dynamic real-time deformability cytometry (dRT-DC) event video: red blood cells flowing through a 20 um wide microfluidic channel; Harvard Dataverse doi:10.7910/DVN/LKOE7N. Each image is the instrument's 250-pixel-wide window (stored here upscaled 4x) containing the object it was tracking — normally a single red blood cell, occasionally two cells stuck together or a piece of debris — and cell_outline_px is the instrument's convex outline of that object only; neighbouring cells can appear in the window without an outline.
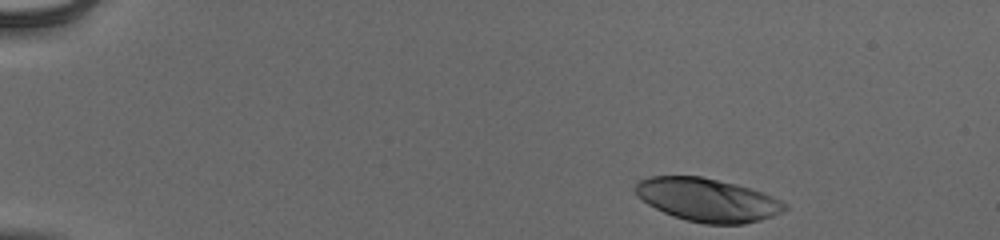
{"species": "human", "species_latin": "Homo sapiens", "temperature_condition": "cold", "stored_images_in_passage": 42, "camera_frame_rate_fps": 3000, "um_per_image_px": 0.085, "donor": {"sex": "male"}, "frame": {"image": 1, "passage_image": 1, "time_ms": 0.0, "image_size_px": [1000, 240], "cell_outline_px": [[788, 208], [772, 216], [760, 220], [744, 224], [704, 224], [684, 220], [672, 216], [648, 204], [636, 196], [632, 188], [640, 180], [648, 176], [700, 176], [736, 184], [764, 192], [788, 204]], "centroid_in_image_um": [60.11, 16.99], "position_along_channel_um": 24.9, "area_um2": 37.86}}
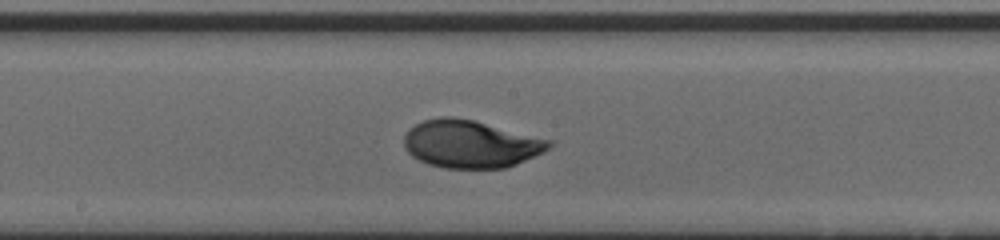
{"frame": {"image": 2, "passage_image": 24, "time_ms": 7.667, "image_size_px": [1000, 240], "cell_outline_px": [[556, 144], [552, 148], [544, 152], [516, 164], [504, 168], [444, 168], [428, 164], [412, 156], [404, 148], [404, 136], [408, 128], [424, 120], [440, 116], [452, 116], [472, 120], [552, 140]], "centroid_in_image_um": [40.01, 12.24], "position_along_channel_um": 208.2, "area_um2": 40.4}}
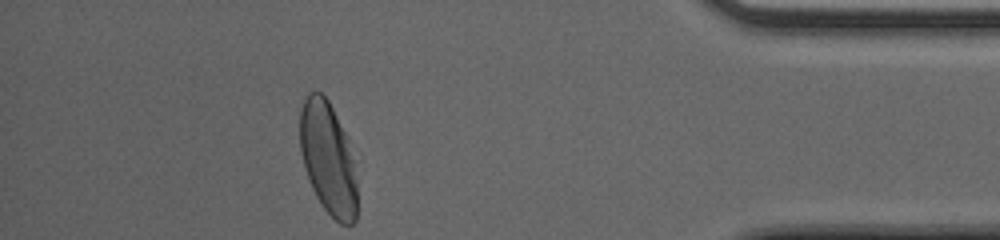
{"frame": {"image": 3, "passage_image": 42, "time_ms": 13.667, "image_size_px": [1000, 240], "cell_outline_px": [[356, 220], [352, 224], [340, 224], [324, 208], [316, 196], [312, 188], [300, 152], [300, 108], [304, 96], [308, 92], [316, 88], [328, 100], [344, 132], [352, 160], [356, 184]], "centroid_in_image_um": [27.84, 13.42], "position_along_channel_um": 407.4, "area_um2": 36.93}, "authors_computed_cell_mechanics": {"area_um2": 39.304, "velocity_mm_per_s": 3.9081, "shape_relaxation_time_tau1_ms": 3.011, "shape_relaxation_time_tau2_ms": 0.7479, "deformation_change_tau1": 0.1617, "deformation_change_tau2": 0.0364}}